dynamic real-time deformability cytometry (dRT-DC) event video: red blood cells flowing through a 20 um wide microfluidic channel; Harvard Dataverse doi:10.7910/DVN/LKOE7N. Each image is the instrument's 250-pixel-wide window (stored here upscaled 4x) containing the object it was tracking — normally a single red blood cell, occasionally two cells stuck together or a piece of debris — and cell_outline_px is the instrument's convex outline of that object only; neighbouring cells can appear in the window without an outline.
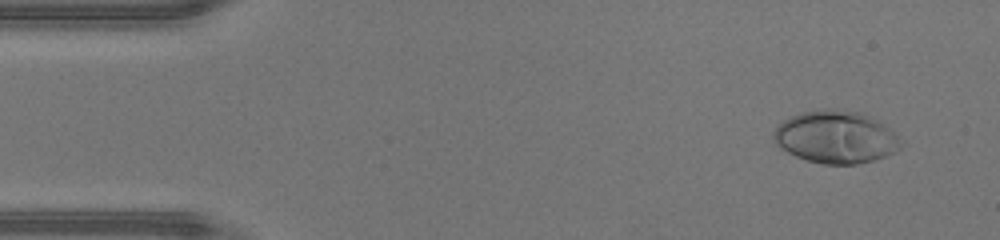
{"species": "human", "species_latin": "Homo sapiens", "temperature_condition": "warm", "stored_images_in_passage": 45, "camera_frame_rate_fps": 3000, "um_per_image_px": 0.085, "donor": {"sex": "male"}, "frame": {"image": 1, "passage_image": 3, "time_ms": 0.667, "image_size_px": [1000, 240], "cell_outline_px": [[904, 144], [896, 152], [876, 160], [856, 164], [824, 164], [808, 160], [796, 156], [780, 148], [776, 144], [772, 136], [772, 132], [776, 124], [792, 116], [804, 112], [860, 112], [872, 116], [888, 128]], "centroid_in_image_um": [71.04, 11.7], "position_along_channel_um": 14.0, "area_um2": 38.21}}
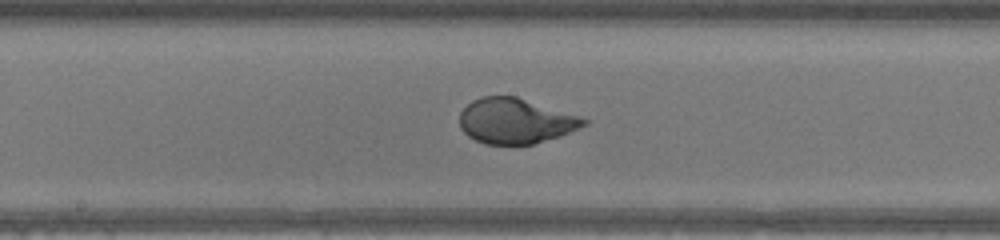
{"frame": {"image": 2, "passage_image": 23, "time_ms": 7.333, "image_size_px": [1000, 240], "cell_outline_px": [[588, 124], [580, 128], [560, 136], [532, 144], [484, 144], [468, 136], [460, 128], [460, 112], [472, 100], [480, 96], [516, 96], [580, 116], [588, 120]], "centroid_in_image_um": [43.81, 10.28], "position_along_channel_um": 204.4, "area_um2": 32.77}}
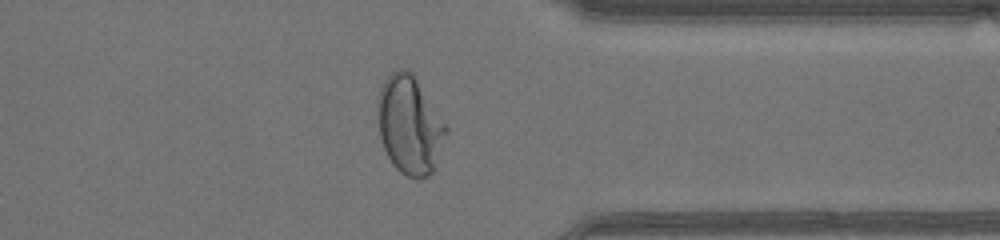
{"frame": {"image": 3, "passage_image": 35, "time_ms": 11.333, "image_size_px": [1000, 240], "cell_outline_px": [[448, 132], [432, 172], [428, 176], [416, 180], [400, 172], [392, 164], [384, 148], [380, 136], [376, 104], [380, 88], [384, 80], [392, 72], [400, 68], [408, 68], [412, 72], [448, 124]], "centroid_in_image_um": [34.83, 10.6], "position_along_channel_um": 376.6, "area_um2": 39.59}, "authors_computed_cell_mechanics": {"area_um2": 34.969, "velocity_mm_per_s": 4.4981, "shape_relaxation_time_tau1_ms": 3.1928, "shape_relaxation_time_tau2_ms": null, "deformation_change_tau1": 0.2232, "deformation_change_tau2": null}}